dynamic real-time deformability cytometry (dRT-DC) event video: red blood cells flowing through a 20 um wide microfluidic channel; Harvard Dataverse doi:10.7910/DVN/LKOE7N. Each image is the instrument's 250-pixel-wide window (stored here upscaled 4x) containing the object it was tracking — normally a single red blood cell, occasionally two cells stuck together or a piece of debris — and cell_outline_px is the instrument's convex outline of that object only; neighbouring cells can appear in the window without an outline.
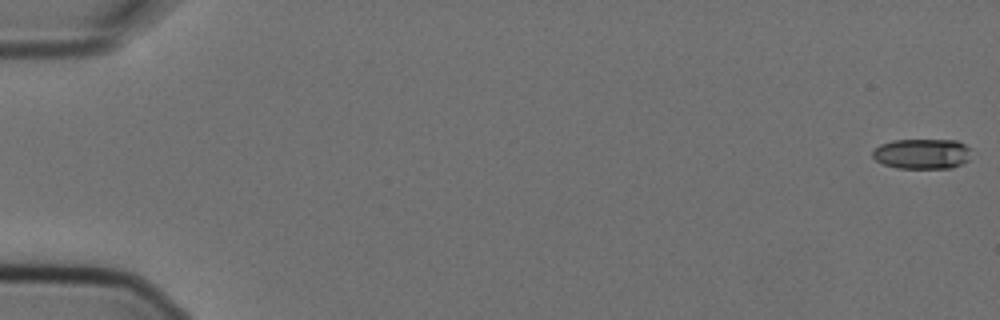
{"species": "Egyptian fruit bat (a non-hibernating species)", "species_latin": "Rousettus aegyptiacus", "temperature_condition": "cold", "stored_images_in_passage": 6, "camera_frame_rate_fps": 3000, "um_per_image_px": 0.085, "animal": {"sex": "female"}, "frame": {"image": 1, "passage_image": 1, "time_ms": 0.0, "image_size_px": [1000, 320], "cell_outline_px": [[972, 148], [968, 160], [952, 168], [896, 168], [884, 164], [876, 160], [872, 156], [872, 152], [880, 144], [892, 140], [956, 140]], "centroid_in_image_um": [78.39, 13.07], "position_along_channel_um": 6.6, "area_um2": 17.46}}
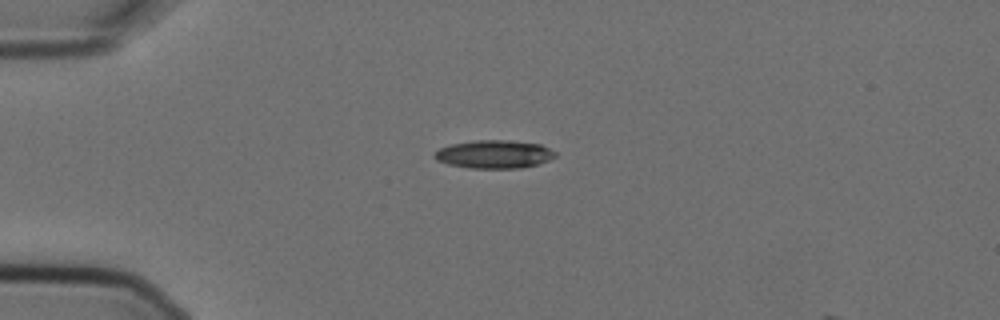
{"frame": {"image": 2, "passage_image": 5, "time_ms": 1.333, "image_size_px": [1000, 320], "cell_outline_px": [[556, 156], [548, 160], [536, 164], [520, 168], [468, 168], [448, 164], [436, 160], [432, 156], [440, 148], [452, 144], [472, 140], [508, 140], [540, 144], [556, 152]], "centroid_in_image_um": [41.98, 13.11], "position_along_channel_um": 43.0, "area_um2": 19.77}}